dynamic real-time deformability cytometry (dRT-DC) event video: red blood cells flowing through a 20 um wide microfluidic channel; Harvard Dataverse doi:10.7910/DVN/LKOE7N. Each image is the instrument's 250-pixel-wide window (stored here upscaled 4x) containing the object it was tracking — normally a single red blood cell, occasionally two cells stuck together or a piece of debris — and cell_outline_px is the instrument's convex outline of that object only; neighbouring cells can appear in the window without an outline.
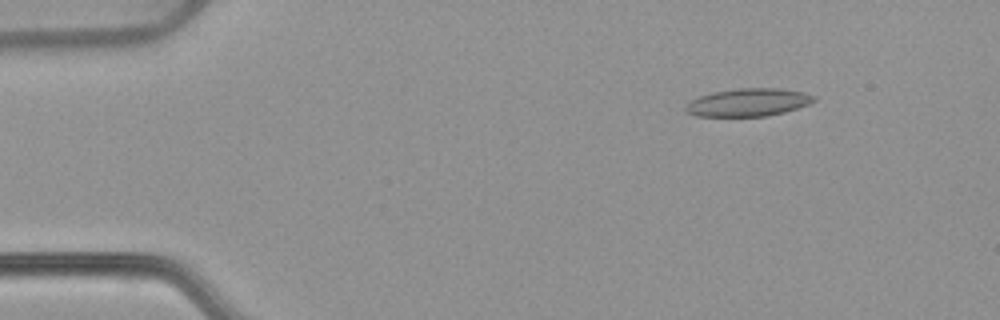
{"species": "common noctule bat (a hibernating species)", "species_latin": "Nyctalus noctula", "temperature_condition": "warm", "stored_images_in_passage": 48, "camera_frame_rate_fps": 3000, "um_per_image_px": 0.085, "animal": {"sex": "female", "body_mass_g": 22.7, "forearm_length_mm": 54.2}, "frame": {"image": 1, "passage_image": 1, "time_ms": 0.0, "image_size_px": [1000, 320], "cell_outline_px": [[816, 100], [808, 104], [784, 112], [768, 116], [696, 116], [688, 112], [684, 108], [692, 100], [700, 96], [712, 92], [740, 88], [780, 88], [804, 92], [816, 96]], "centroid_in_image_um": [63.63, 8.7], "position_along_channel_um": 21.4, "area_um2": 20.69}}
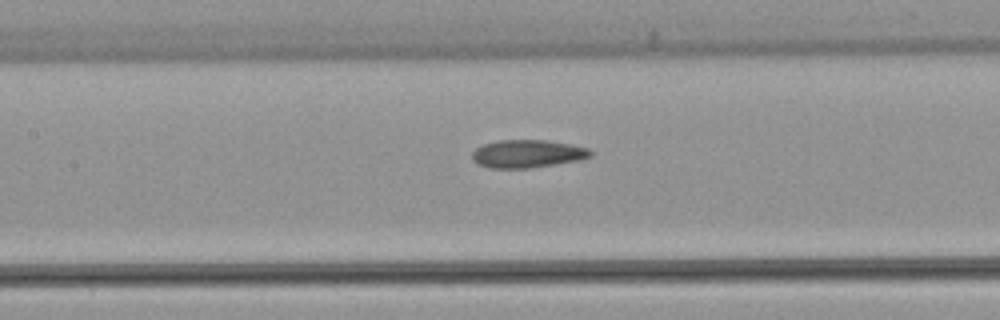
{"frame": {"image": 2, "passage_image": 19, "time_ms": 6.0, "image_size_px": [1000, 320], "cell_outline_px": [[592, 156], [584, 160], [528, 168], [488, 168], [476, 164], [472, 160], [472, 152], [476, 148], [484, 144], [500, 140], [544, 140], [572, 144], [588, 148], [592, 152]], "centroid_in_image_um": [44.85, 13.08], "position_along_channel_um": 162.6, "area_um2": 19.48}}
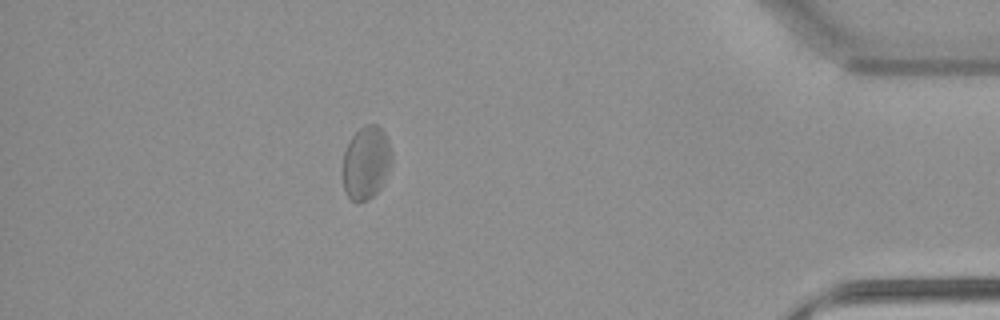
{"frame": {"image": 3, "passage_image": 42, "time_ms": 13.667, "image_size_px": [1000, 320], "cell_outline_px": [[392, 164], [380, 188], [368, 200], [360, 204], [356, 204], [348, 196], [344, 188], [340, 172], [340, 168], [344, 152], [352, 136], [360, 128], [368, 124], [376, 124], [384, 132], [388, 140], [392, 152]], "centroid_in_image_um": [31.09, 13.87], "position_along_channel_um": 404.1, "area_um2": 21.39}, "authors_computed_cell_mechanics": {"area_um2": 20.3745, "velocity_mm_per_s": 3.7565, "shape_relaxation_time_tau1_ms": null, "shape_relaxation_time_tau2_ms": 4.0869, "deformation_change_tau1": null, "deformation_change_tau2": 0.107}}